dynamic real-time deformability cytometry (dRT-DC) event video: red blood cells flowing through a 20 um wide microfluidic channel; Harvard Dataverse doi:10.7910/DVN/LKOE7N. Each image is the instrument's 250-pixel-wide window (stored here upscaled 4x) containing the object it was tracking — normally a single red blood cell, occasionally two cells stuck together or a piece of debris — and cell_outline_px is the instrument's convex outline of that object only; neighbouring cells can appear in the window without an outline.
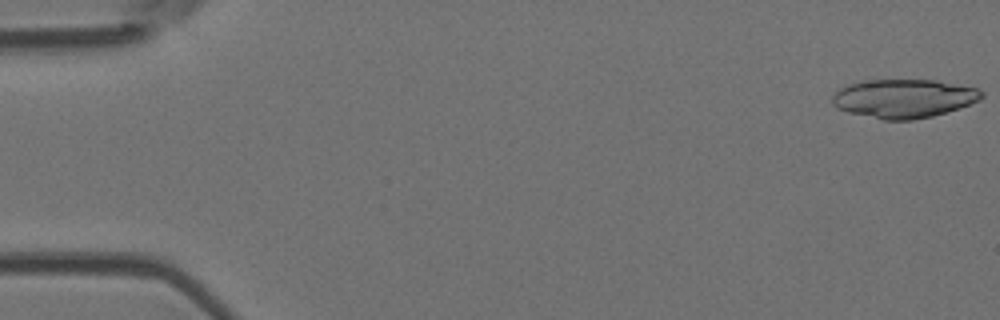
{"species": "Egyptian fruit bat (a non-hibernating species)", "species_latin": "Rousettus aegyptiacus", "temperature_condition": "room temperature", "stored_images_in_passage": 6, "camera_frame_rate_fps": 3000, "um_per_image_px": 0.085, "animal": {"sex": "female"}, "frame": {"image": 1, "passage_image": 1, "time_ms": 0.0, "image_size_px": [1000, 320], "cell_outline_px": [[984, 96], [980, 100], [932, 116], [912, 120], [884, 120], [848, 112], [836, 108], [832, 104], [832, 96], [840, 88], [848, 84], [864, 80], [936, 80], [980, 88], [984, 92]], "centroid_in_image_um": [76.81, 8.36], "position_along_channel_um": 8.2, "area_um2": 33.7}}
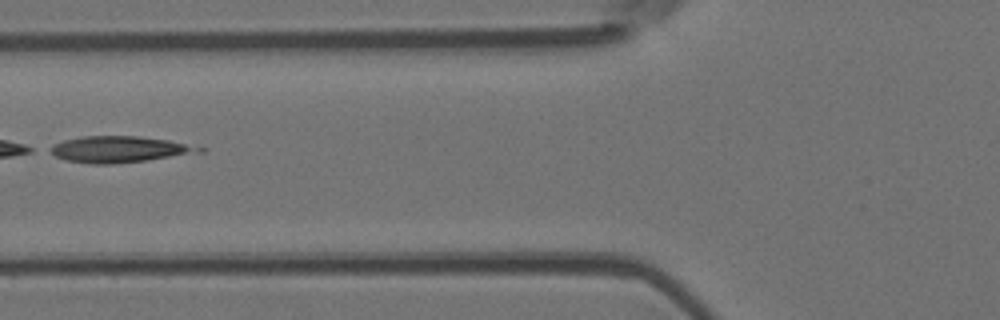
{"frame": {"image": 2, "passage_image": 6, "time_ms": 6.667, "image_size_px": [1000, 320], "cell_outline_px": [[208, 148], [204, 152], [148, 160], [112, 164], [92, 164], [68, 160], [56, 156], [48, 152], [44, 148], [52, 144], [64, 140], [84, 136], [136, 136], [168, 140]], "centroid_in_image_um": [10.13, 12.69], "position_along_channel_um": 115.7, "area_um2": 23.0}}